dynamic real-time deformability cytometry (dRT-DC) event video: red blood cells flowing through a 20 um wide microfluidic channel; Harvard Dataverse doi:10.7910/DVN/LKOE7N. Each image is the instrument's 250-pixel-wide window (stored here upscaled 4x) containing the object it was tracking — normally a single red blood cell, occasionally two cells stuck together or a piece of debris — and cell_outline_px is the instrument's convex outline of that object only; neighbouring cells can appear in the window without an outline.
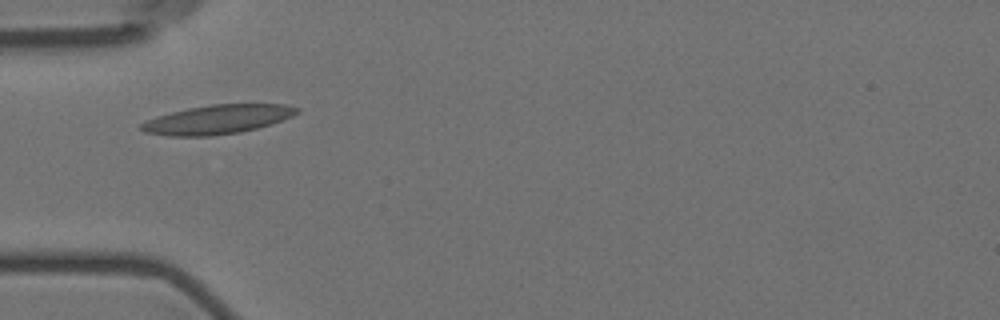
{"species": "Egyptian fruit bat (a non-hibernating species)", "species_latin": "Rousettus aegyptiacus", "temperature_condition": "room temperature", "stored_images_in_passage": 2, "camera_frame_rate_fps": 3000, "um_per_image_px": 0.085, "animal": {"sex": "female"}, "frame": {"image": 1, "passage_image": 1, "time_ms": 0.0, "image_size_px": [1000, 320], "cell_outline_px": [[300, 112], [292, 116], [272, 124], [240, 132], [212, 136], [168, 136], [144, 132], [140, 128], [140, 124], [156, 116], [188, 108], [212, 104], [288, 104], [300, 108]], "centroid_in_image_um": [18.51, 10.15], "position_along_channel_um": 66.5, "area_um2": 26.41}}
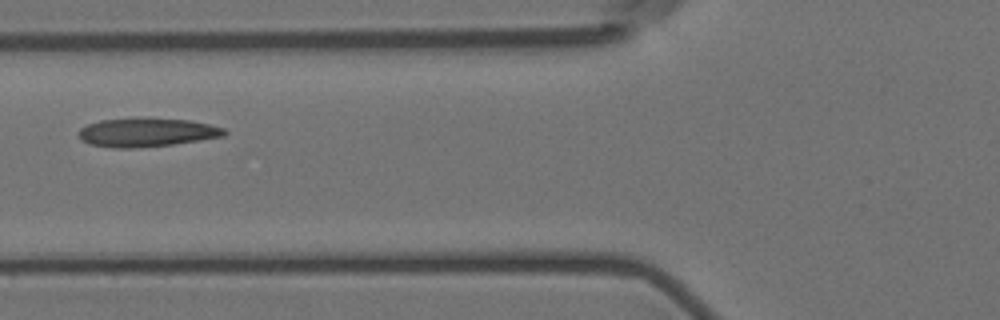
{"frame": {"image": 2, "passage_image": 2, "time_ms": 1.333, "image_size_px": [1000, 320], "cell_outline_px": [[228, 132], [224, 136], [172, 144], [136, 148], [116, 148], [88, 144], [80, 140], [80, 128], [88, 124], [100, 120], [144, 116], [148, 116], [188, 120], [208, 124], [224, 128]], "centroid_in_image_um": [12.45, 11.23], "position_along_channel_um": 113.3, "area_um2": 24.8}}